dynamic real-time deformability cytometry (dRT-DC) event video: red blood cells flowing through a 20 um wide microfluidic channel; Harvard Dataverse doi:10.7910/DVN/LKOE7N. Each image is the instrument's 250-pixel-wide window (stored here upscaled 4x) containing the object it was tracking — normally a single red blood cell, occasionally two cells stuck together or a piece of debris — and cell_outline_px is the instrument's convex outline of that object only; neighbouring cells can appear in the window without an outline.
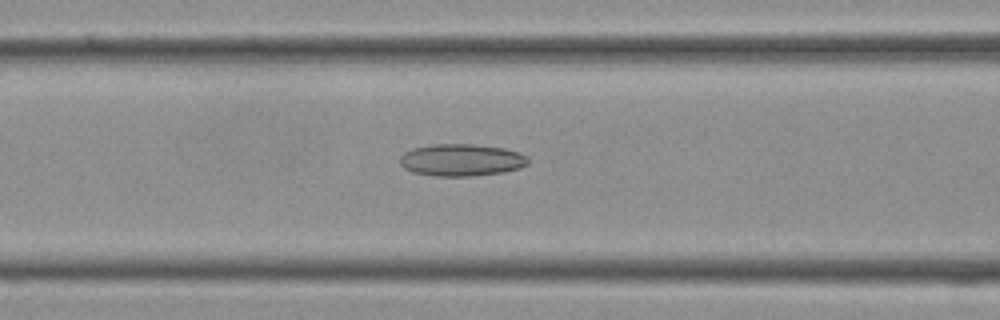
{"species": "Egyptian fruit bat (a non-hibernating species)", "species_latin": "Rousettus aegyptiacus", "temperature_condition": "cold", "stored_images_in_passage": 30, "camera_frame_rate_fps": 3000, "um_per_image_px": 0.085, "frame": {"image": 1, "passage_image": 7, "time_ms": 2.0, "image_size_px": [1000, 320], "cell_outline_px": [[528, 164], [520, 168], [504, 172], [472, 176], [436, 176], [412, 172], [404, 168], [400, 164], [400, 156], [404, 152], [412, 148], [428, 144], [472, 144], [504, 148], [520, 152], [528, 156]], "centroid_in_image_um": [39.22, 13.59], "position_along_channel_um": 127.4, "area_um2": 24.28}}
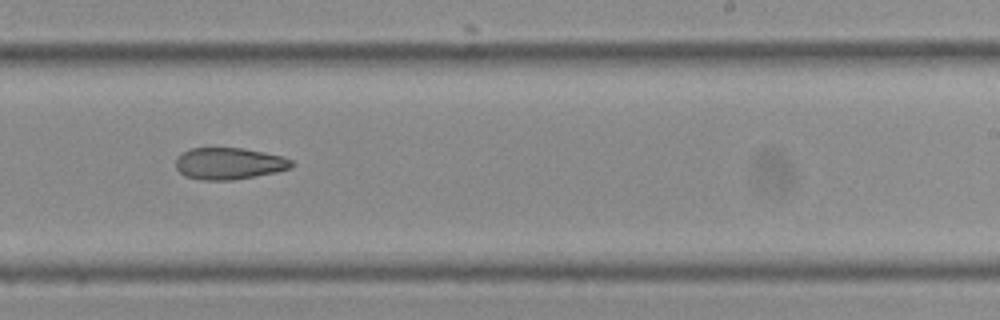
{"frame": {"image": 2, "passage_image": 15, "time_ms": 4.667, "image_size_px": [1000, 320], "cell_outline_px": [[296, 164], [292, 168], [276, 172], [256, 176], [232, 180], [200, 180], [184, 176], [176, 168], [176, 160], [180, 152], [192, 148], [244, 148], [284, 156], [292, 160]], "centroid_in_image_um": [19.49, 13.9], "position_along_channel_um": 269.5, "area_um2": 21.73}}
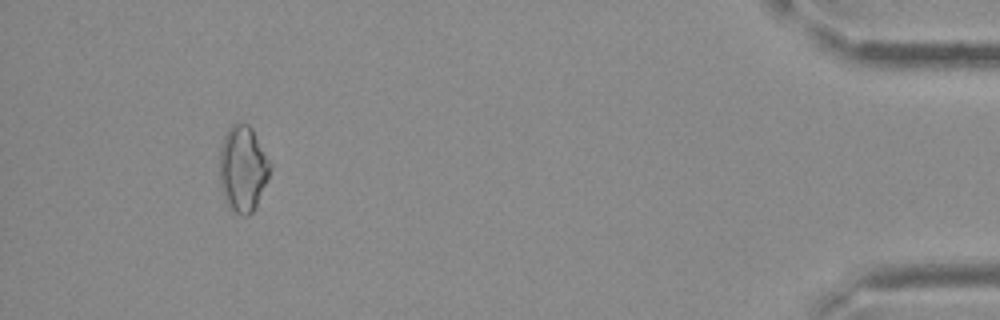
{"frame": {"image": 3, "passage_image": 27, "time_ms": 8.667, "image_size_px": [1000, 320], "cell_outline_px": [[272, 168], [256, 204], [252, 212], [248, 216], [240, 216], [232, 212], [228, 208], [224, 200], [220, 184], [220, 148], [224, 136], [228, 128], [236, 120], [248, 124], [252, 128], [272, 164]], "centroid_in_image_um": [20.63, 14.33], "position_along_channel_um": 414.6, "area_um2": 25.66}}